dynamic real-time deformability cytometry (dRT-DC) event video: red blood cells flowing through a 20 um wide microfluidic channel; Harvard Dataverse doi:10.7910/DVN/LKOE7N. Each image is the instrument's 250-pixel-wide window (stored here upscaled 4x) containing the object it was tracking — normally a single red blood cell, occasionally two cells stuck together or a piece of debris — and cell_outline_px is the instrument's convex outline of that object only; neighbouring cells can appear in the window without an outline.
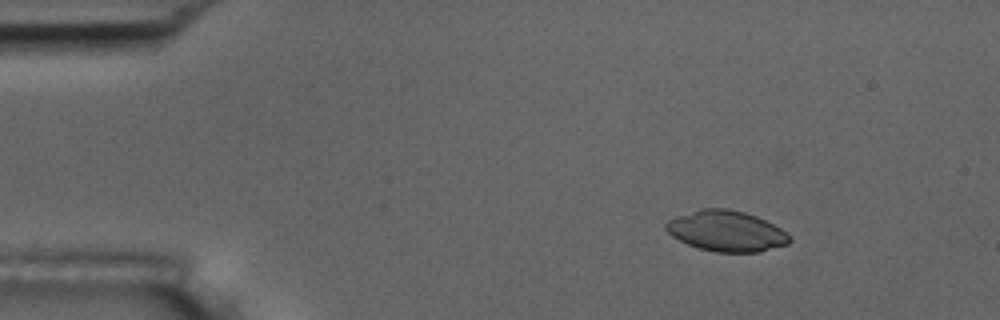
{"species": "common noctule bat (a hibernating species)", "species_latin": "Nyctalus noctula", "temperature_condition": "room temperature", "stored_images_in_passage": 8, "camera_frame_rate_fps": 3000, "um_per_image_px": 0.085, "animal": {"sex": "male", "body_mass_g": 17.5, "forearm_length_mm": 52.3}, "frame": {"image": 1, "passage_image": 3, "time_ms": 2.333, "image_size_px": [1000, 320], "cell_outline_px": [[792, 240], [788, 244], [760, 252], [716, 252], [700, 248], [688, 244], [672, 236], [664, 228], [664, 224], [668, 220], [676, 216], [700, 208], [728, 208], [744, 212], [756, 216], [780, 228]], "centroid_in_image_um": [61.71, 19.63], "position_along_channel_um": 23.3, "area_um2": 29.19}}